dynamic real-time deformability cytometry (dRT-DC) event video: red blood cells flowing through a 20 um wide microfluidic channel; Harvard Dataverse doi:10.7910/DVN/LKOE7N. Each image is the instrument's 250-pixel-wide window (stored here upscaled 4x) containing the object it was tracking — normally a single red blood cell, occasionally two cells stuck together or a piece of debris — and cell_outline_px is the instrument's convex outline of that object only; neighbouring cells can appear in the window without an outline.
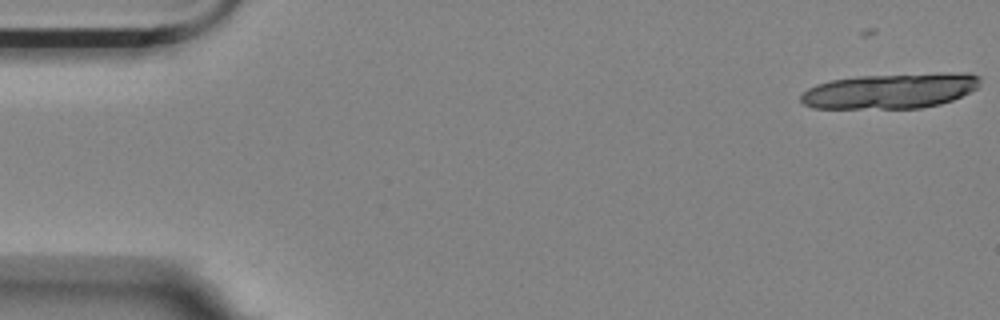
{"species": "Egyptian fruit bat (a non-hibernating species)", "species_latin": "Rousettus aegyptiacus", "temperature_condition": "room temperature", "stored_images_in_passage": 18, "camera_frame_rate_fps": 3000, "um_per_image_px": 0.085, "animal": {"sex": "female"}, "frame": {"image": 1, "passage_image": 5, "time_ms": 1.333, "image_size_px": [1000, 320], "cell_outline_px": [[980, 84], [976, 88], [952, 100], [940, 104], [920, 108], [812, 108], [804, 104], [800, 100], [800, 96], [808, 88], [816, 84], [832, 80], [856, 76], [940, 72], [968, 72], [980, 76]], "centroid_in_image_um": [75.71, 7.71], "position_along_channel_um": 9.3, "area_um2": 37.11}}